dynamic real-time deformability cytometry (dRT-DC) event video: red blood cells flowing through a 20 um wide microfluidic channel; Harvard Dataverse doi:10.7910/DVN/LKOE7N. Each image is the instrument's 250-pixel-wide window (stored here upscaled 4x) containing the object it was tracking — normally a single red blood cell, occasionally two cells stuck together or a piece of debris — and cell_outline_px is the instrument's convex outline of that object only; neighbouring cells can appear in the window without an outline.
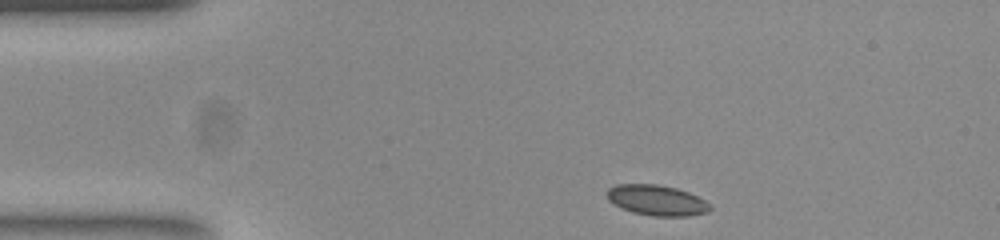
{"species": "common noctule bat (a hibernating species)", "species_latin": "Nyctalus noctula", "temperature_condition": "room temperature", "stored_images_in_passage": 44, "camera_frame_rate_fps": 3000, "um_per_image_px": 0.085, "animal": {"sex": "female", "body_mass_g": 23.0, "forearm_length_mm": 53.4}, "frame": {"image": 1, "passage_image": 1, "time_ms": 0.0, "image_size_px": [1000, 240], "cell_outline_px": [[712, 208], [708, 212], [688, 216], [652, 216], [632, 212], [620, 208], [608, 200], [608, 188], [616, 184], [656, 184], [676, 188], [688, 192], [704, 200]], "centroid_in_image_um": [55.8, 17.03], "position_along_channel_um": 29.2, "area_um2": 18.26}}
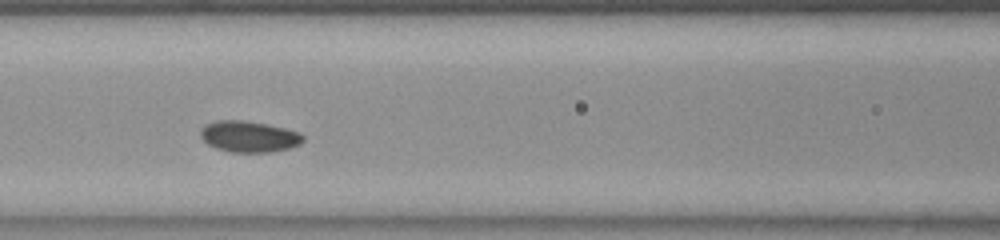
{"frame": {"image": 2, "passage_image": 14, "time_ms": 4.333, "image_size_px": [1000, 240], "cell_outline_px": [[304, 140], [300, 144], [288, 148], [272, 152], [228, 152], [216, 148], [208, 144], [200, 136], [200, 132], [208, 124], [216, 120], [240, 120], [264, 124], [284, 128], [300, 132], [304, 136]], "centroid_in_image_um": [21.18, 11.62], "position_along_channel_um": 145.4, "area_um2": 18.44}}
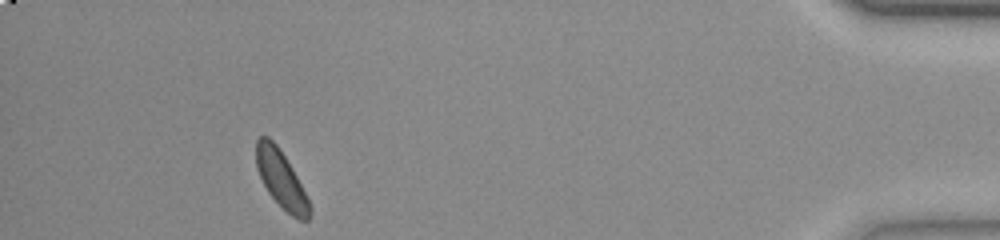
{"frame": {"image": 3, "passage_image": 40, "time_ms": 13.0, "image_size_px": [1000, 240], "cell_outline_px": [[312, 212], [308, 220], [300, 220], [292, 216], [268, 192], [256, 168], [256, 140], [260, 136], [268, 136], [276, 144], [292, 168], [312, 208]], "centroid_in_image_um": [23.89, 15.23], "position_along_channel_um": 411.3, "area_um2": 17.4}, "authors_computed_cell_mechanics": {"area_um2": 18.2648, "velocity_mm_per_s": 3.8172, "shape_relaxation_time_tau1_ms": null, "shape_relaxation_time_tau2_ms": 4.2346, "deformation_change_tau1": null, "deformation_change_tau2": 0.0737}}